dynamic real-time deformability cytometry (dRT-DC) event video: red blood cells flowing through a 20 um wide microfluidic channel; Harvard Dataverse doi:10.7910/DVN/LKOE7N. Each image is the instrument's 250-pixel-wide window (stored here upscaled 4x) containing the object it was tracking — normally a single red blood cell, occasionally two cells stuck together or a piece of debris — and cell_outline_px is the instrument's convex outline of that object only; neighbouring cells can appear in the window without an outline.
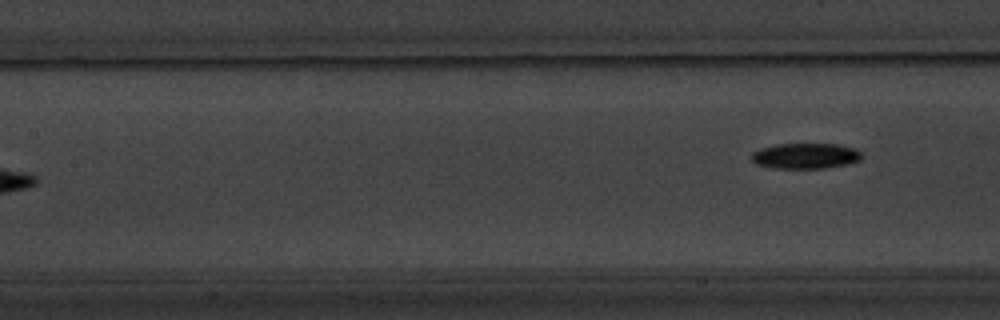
{"species": "common noctule bat (a hibernating species)", "species_latin": "Nyctalus noctula", "temperature_condition": "warm", "stored_images_in_passage": 9, "segment_of_instrument_passage": [2, 2], "camera_frame_rate_fps": 3000, "um_per_image_px": 0.085, "animal": {"sex": "male", "body_mass_g": 20.1, "forearm_length_mm": 53.5}, "frame": {"image": 1, "passage_image": 9, "time_ms": 10.333, "image_size_px": [1000, 320], "cell_outline_px": [[864, 156], [860, 160], [844, 164], [824, 168], [776, 168], [756, 164], [752, 160], [752, 152], [760, 148], [776, 144], [836, 144], [856, 148]], "centroid_in_image_um": [68.47, 13.24], "position_along_channel_um": 138.9, "area_um2": 16.36}}